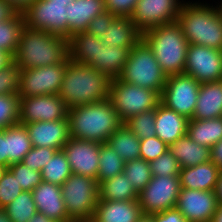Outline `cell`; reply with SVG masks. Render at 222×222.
I'll use <instances>...</instances> for the list:
<instances>
[{
    "instance_id": "obj_1",
    "label": "cell",
    "mask_w": 222,
    "mask_h": 222,
    "mask_svg": "<svg viewBox=\"0 0 222 222\" xmlns=\"http://www.w3.org/2000/svg\"><path fill=\"white\" fill-rule=\"evenodd\" d=\"M177 23L189 44L222 51V9L218 2L213 6L208 2L185 0Z\"/></svg>"
},
{
    "instance_id": "obj_2",
    "label": "cell",
    "mask_w": 222,
    "mask_h": 222,
    "mask_svg": "<svg viewBox=\"0 0 222 222\" xmlns=\"http://www.w3.org/2000/svg\"><path fill=\"white\" fill-rule=\"evenodd\" d=\"M69 61V39L43 30L25 27L13 62L20 70L40 68Z\"/></svg>"
},
{
    "instance_id": "obj_3",
    "label": "cell",
    "mask_w": 222,
    "mask_h": 222,
    "mask_svg": "<svg viewBox=\"0 0 222 222\" xmlns=\"http://www.w3.org/2000/svg\"><path fill=\"white\" fill-rule=\"evenodd\" d=\"M110 82L105 73L69 59L58 95L68 108L102 102L109 99Z\"/></svg>"
},
{
    "instance_id": "obj_4",
    "label": "cell",
    "mask_w": 222,
    "mask_h": 222,
    "mask_svg": "<svg viewBox=\"0 0 222 222\" xmlns=\"http://www.w3.org/2000/svg\"><path fill=\"white\" fill-rule=\"evenodd\" d=\"M70 138L104 143L123 122L109 99L68 109Z\"/></svg>"
},
{
    "instance_id": "obj_5",
    "label": "cell",
    "mask_w": 222,
    "mask_h": 222,
    "mask_svg": "<svg viewBox=\"0 0 222 222\" xmlns=\"http://www.w3.org/2000/svg\"><path fill=\"white\" fill-rule=\"evenodd\" d=\"M142 40L167 76L184 73L189 43L177 21L142 32Z\"/></svg>"
},
{
    "instance_id": "obj_6",
    "label": "cell",
    "mask_w": 222,
    "mask_h": 222,
    "mask_svg": "<svg viewBox=\"0 0 222 222\" xmlns=\"http://www.w3.org/2000/svg\"><path fill=\"white\" fill-rule=\"evenodd\" d=\"M121 81L156 91L161 95L167 75L162 71L154 53L141 39L131 50L118 77Z\"/></svg>"
},
{
    "instance_id": "obj_7",
    "label": "cell",
    "mask_w": 222,
    "mask_h": 222,
    "mask_svg": "<svg viewBox=\"0 0 222 222\" xmlns=\"http://www.w3.org/2000/svg\"><path fill=\"white\" fill-rule=\"evenodd\" d=\"M62 197L69 218L74 222H90L99 199L98 181L78 174L61 185Z\"/></svg>"
},
{
    "instance_id": "obj_8",
    "label": "cell",
    "mask_w": 222,
    "mask_h": 222,
    "mask_svg": "<svg viewBox=\"0 0 222 222\" xmlns=\"http://www.w3.org/2000/svg\"><path fill=\"white\" fill-rule=\"evenodd\" d=\"M109 100L124 123L139 113L156 109L160 103V95L151 89L115 78L110 82Z\"/></svg>"
},
{
    "instance_id": "obj_9",
    "label": "cell",
    "mask_w": 222,
    "mask_h": 222,
    "mask_svg": "<svg viewBox=\"0 0 222 222\" xmlns=\"http://www.w3.org/2000/svg\"><path fill=\"white\" fill-rule=\"evenodd\" d=\"M75 0H37L22 14L26 27L68 39L67 6Z\"/></svg>"
},
{
    "instance_id": "obj_10",
    "label": "cell",
    "mask_w": 222,
    "mask_h": 222,
    "mask_svg": "<svg viewBox=\"0 0 222 222\" xmlns=\"http://www.w3.org/2000/svg\"><path fill=\"white\" fill-rule=\"evenodd\" d=\"M200 83L185 73L167 76L160 103L188 119L193 118Z\"/></svg>"
},
{
    "instance_id": "obj_11",
    "label": "cell",
    "mask_w": 222,
    "mask_h": 222,
    "mask_svg": "<svg viewBox=\"0 0 222 222\" xmlns=\"http://www.w3.org/2000/svg\"><path fill=\"white\" fill-rule=\"evenodd\" d=\"M181 186L179 176H152L146 187L138 193L143 214H154L176 207Z\"/></svg>"
},
{
    "instance_id": "obj_12",
    "label": "cell",
    "mask_w": 222,
    "mask_h": 222,
    "mask_svg": "<svg viewBox=\"0 0 222 222\" xmlns=\"http://www.w3.org/2000/svg\"><path fill=\"white\" fill-rule=\"evenodd\" d=\"M68 63L20 70V98L59 94Z\"/></svg>"
},
{
    "instance_id": "obj_13",
    "label": "cell",
    "mask_w": 222,
    "mask_h": 222,
    "mask_svg": "<svg viewBox=\"0 0 222 222\" xmlns=\"http://www.w3.org/2000/svg\"><path fill=\"white\" fill-rule=\"evenodd\" d=\"M184 73L200 84L222 80V51L189 44Z\"/></svg>"
},
{
    "instance_id": "obj_14",
    "label": "cell",
    "mask_w": 222,
    "mask_h": 222,
    "mask_svg": "<svg viewBox=\"0 0 222 222\" xmlns=\"http://www.w3.org/2000/svg\"><path fill=\"white\" fill-rule=\"evenodd\" d=\"M185 0H138L131 20L144 32L152 27L177 21Z\"/></svg>"
},
{
    "instance_id": "obj_15",
    "label": "cell",
    "mask_w": 222,
    "mask_h": 222,
    "mask_svg": "<svg viewBox=\"0 0 222 222\" xmlns=\"http://www.w3.org/2000/svg\"><path fill=\"white\" fill-rule=\"evenodd\" d=\"M68 109L58 94L20 98L19 123L65 119Z\"/></svg>"
},
{
    "instance_id": "obj_16",
    "label": "cell",
    "mask_w": 222,
    "mask_h": 222,
    "mask_svg": "<svg viewBox=\"0 0 222 222\" xmlns=\"http://www.w3.org/2000/svg\"><path fill=\"white\" fill-rule=\"evenodd\" d=\"M218 206L215 191L181 188L175 208L187 222H211Z\"/></svg>"
},
{
    "instance_id": "obj_17",
    "label": "cell",
    "mask_w": 222,
    "mask_h": 222,
    "mask_svg": "<svg viewBox=\"0 0 222 222\" xmlns=\"http://www.w3.org/2000/svg\"><path fill=\"white\" fill-rule=\"evenodd\" d=\"M100 146L99 142L70 138L62 150L71 172L97 180Z\"/></svg>"
},
{
    "instance_id": "obj_18",
    "label": "cell",
    "mask_w": 222,
    "mask_h": 222,
    "mask_svg": "<svg viewBox=\"0 0 222 222\" xmlns=\"http://www.w3.org/2000/svg\"><path fill=\"white\" fill-rule=\"evenodd\" d=\"M25 125L32 147L62 150L70 139L68 118L55 121H37Z\"/></svg>"
},
{
    "instance_id": "obj_19",
    "label": "cell",
    "mask_w": 222,
    "mask_h": 222,
    "mask_svg": "<svg viewBox=\"0 0 222 222\" xmlns=\"http://www.w3.org/2000/svg\"><path fill=\"white\" fill-rule=\"evenodd\" d=\"M32 194L39 213L55 222H74L68 216L60 185L42 181Z\"/></svg>"
},
{
    "instance_id": "obj_20",
    "label": "cell",
    "mask_w": 222,
    "mask_h": 222,
    "mask_svg": "<svg viewBox=\"0 0 222 222\" xmlns=\"http://www.w3.org/2000/svg\"><path fill=\"white\" fill-rule=\"evenodd\" d=\"M142 215L138 200H98L90 222H138Z\"/></svg>"
},
{
    "instance_id": "obj_21",
    "label": "cell",
    "mask_w": 222,
    "mask_h": 222,
    "mask_svg": "<svg viewBox=\"0 0 222 222\" xmlns=\"http://www.w3.org/2000/svg\"><path fill=\"white\" fill-rule=\"evenodd\" d=\"M189 119L159 103L155 109L156 136L168 146L187 134Z\"/></svg>"
},
{
    "instance_id": "obj_22",
    "label": "cell",
    "mask_w": 222,
    "mask_h": 222,
    "mask_svg": "<svg viewBox=\"0 0 222 222\" xmlns=\"http://www.w3.org/2000/svg\"><path fill=\"white\" fill-rule=\"evenodd\" d=\"M133 47L107 46L101 39L97 42L96 57L88 65L105 73L110 79L118 78Z\"/></svg>"
},
{
    "instance_id": "obj_23",
    "label": "cell",
    "mask_w": 222,
    "mask_h": 222,
    "mask_svg": "<svg viewBox=\"0 0 222 222\" xmlns=\"http://www.w3.org/2000/svg\"><path fill=\"white\" fill-rule=\"evenodd\" d=\"M106 12L105 0H75L67 6L68 39L87 30L91 20Z\"/></svg>"
},
{
    "instance_id": "obj_24",
    "label": "cell",
    "mask_w": 222,
    "mask_h": 222,
    "mask_svg": "<svg viewBox=\"0 0 222 222\" xmlns=\"http://www.w3.org/2000/svg\"><path fill=\"white\" fill-rule=\"evenodd\" d=\"M220 169L210 160L208 162L185 167L180 170L181 188L201 191H215Z\"/></svg>"
},
{
    "instance_id": "obj_25",
    "label": "cell",
    "mask_w": 222,
    "mask_h": 222,
    "mask_svg": "<svg viewBox=\"0 0 222 222\" xmlns=\"http://www.w3.org/2000/svg\"><path fill=\"white\" fill-rule=\"evenodd\" d=\"M222 117V80L201 83L192 119L207 120Z\"/></svg>"
},
{
    "instance_id": "obj_26",
    "label": "cell",
    "mask_w": 222,
    "mask_h": 222,
    "mask_svg": "<svg viewBox=\"0 0 222 222\" xmlns=\"http://www.w3.org/2000/svg\"><path fill=\"white\" fill-rule=\"evenodd\" d=\"M142 39V32L135 26L131 17L117 16L101 36L107 46L134 47Z\"/></svg>"
},
{
    "instance_id": "obj_27",
    "label": "cell",
    "mask_w": 222,
    "mask_h": 222,
    "mask_svg": "<svg viewBox=\"0 0 222 222\" xmlns=\"http://www.w3.org/2000/svg\"><path fill=\"white\" fill-rule=\"evenodd\" d=\"M168 150L177 159L181 169L211 160L210 148L195 143L187 134L170 144Z\"/></svg>"
},
{
    "instance_id": "obj_28",
    "label": "cell",
    "mask_w": 222,
    "mask_h": 222,
    "mask_svg": "<svg viewBox=\"0 0 222 222\" xmlns=\"http://www.w3.org/2000/svg\"><path fill=\"white\" fill-rule=\"evenodd\" d=\"M187 135L197 144L211 148L222 139V117L189 119Z\"/></svg>"
},
{
    "instance_id": "obj_29",
    "label": "cell",
    "mask_w": 222,
    "mask_h": 222,
    "mask_svg": "<svg viewBox=\"0 0 222 222\" xmlns=\"http://www.w3.org/2000/svg\"><path fill=\"white\" fill-rule=\"evenodd\" d=\"M111 201L138 200V193L128 177L122 172L99 184V199Z\"/></svg>"
},
{
    "instance_id": "obj_30",
    "label": "cell",
    "mask_w": 222,
    "mask_h": 222,
    "mask_svg": "<svg viewBox=\"0 0 222 222\" xmlns=\"http://www.w3.org/2000/svg\"><path fill=\"white\" fill-rule=\"evenodd\" d=\"M106 143L125 161L140 158V139L123 123Z\"/></svg>"
},
{
    "instance_id": "obj_31",
    "label": "cell",
    "mask_w": 222,
    "mask_h": 222,
    "mask_svg": "<svg viewBox=\"0 0 222 222\" xmlns=\"http://www.w3.org/2000/svg\"><path fill=\"white\" fill-rule=\"evenodd\" d=\"M6 147L8 154V167L19 163L31 150L32 144L28 131L23 124H16L6 128Z\"/></svg>"
},
{
    "instance_id": "obj_32",
    "label": "cell",
    "mask_w": 222,
    "mask_h": 222,
    "mask_svg": "<svg viewBox=\"0 0 222 222\" xmlns=\"http://www.w3.org/2000/svg\"><path fill=\"white\" fill-rule=\"evenodd\" d=\"M100 37L86 31L75 33L69 38V59L72 62L89 65L96 57Z\"/></svg>"
},
{
    "instance_id": "obj_33",
    "label": "cell",
    "mask_w": 222,
    "mask_h": 222,
    "mask_svg": "<svg viewBox=\"0 0 222 222\" xmlns=\"http://www.w3.org/2000/svg\"><path fill=\"white\" fill-rule=\"evenodd\" d=\"M25 27L22 13H17L8 21L0 22V49L14 56Z\"/></svg>"
},
{
    "instance_id": "obj_34",
    "label": "cell",
    "mask_w": 222,
    "mask_h": 222,
    "mask_svg": "<svg viewBox=\"0 0 222 222\" xmlns=\"http://www.w3.org/2000/svg\"><path fill=\"white\" fill-rule=\"evenodd\" d=\"M125 161L106 142L101 143L99 154L98 184L113 178L124 170Z\"/></svg>"
},
{
    "instance_id": "obj_35",
    "label": "cell",
    "mask_w": 222,
    "mask_h": 222,
    "mask_svg": "<svg viewBox=\"0 0 222 222\" xmlns=\"http://www.w3.org/2000/svg\"><path fill=\"white\" fill-rule=\"evenodd\" d=\"M72 172L63 150H58L41 171L42 181L62 185Z\"/></svg>"
},
{
    "instance_id": "obj_36",
    "label": "cell",
    "mask_w": 222,
    "mask_h": 222,
    "mask_svg": "<svg viewBox=\"0 0 222 222\" xmlns=\"http://www.w3.org/2000/svg\"><path fill=\"white\" fill-rule=\"evenodd\" d=\"M12 222H27L38 210L32 191H22L9 205L3 208Z\"/></svg>"
},
{
    "instance_id": "obj_37",
    "label": "cell",
    "mask_w": 222,
    "mask_h": 222,
    "mask_svg": "<svg viewBox=\"0 0 222 222\" xmlns=\"http://www.w3.org/2000/svg\"><path fill=\"white\" fill-rule=\"evenodd\" d=\"M123 173L133 184L137 193L141 192L152 178L149 162L142 158L125 162Z\"/></svg>"
},
{
    "instance_id": "obj_38",
    "label": "cell",
    "mask_w": 222,
    "mask_h": 222,
    "mask_svg": "<svg viewBox=\"0 0 222 222\" xmlns=\"http://www.w3.org/2000/svg\"><path fill=\"white\" fill-rule=\"evenodd\" d=\"M126 127L140 140L156 136L155 109L139 113L124 122Z\"/></svg>"
},
{
    "instance_id": "obj_39",
    "label": "cell",
    "mask_w": 222,
    "mask_h": 222,
    "mask_svg": "<svg viewBox=\"0 0 222 222\" xmlns=\"http://www.w3.org/2000/svg\"><path fill=\"white\" fill-rule=\"evenodd\" d=\"M20 97L18 94L0 95V129L19 123Z\"/></svg>"
},
{
    "instance_id": "obj_40",
    "label": "cell",
    "mask_w": 222,
    "mask_h": 222,
    "mask_svg": "<svg viewBox=\"0 0 222 222\" xmlns=\"http://www.w3.org/2000/svg\"><path fill=\"white\" fill-rule=\"evenodd\" d=\"M8 169L16 176L23 191H32L42 182L41 172L30 169L22 162L11 164Z\"/></svg>"
},
{
    "instance_id": "obj_41",
    "label": "cell",
    "mask_w": 222,
    "mask_h": 222,
    "mask_svg": "<svg viewBox=\"0 0 222 222\" xmlns=\"http://www.w3.org/2000/svg\"><path fill=\"white\" fill-rule=\"evenodd\" d=\"M149 165L152 176H179L181 170L179 162L169 150L150 161Z\"/></svg>"
},
{
    "instance_id": "obj_42",
    "label": "cell",
    "mask_w": 222,
    "mask_h": 222,
    "mask_svg": "<svg viewBox=\"0 0 222 222\" xmlns=\"http://www.w3.org/2000/svg\"><path fill=\"white\" fill-rule=\"evenodd\" d=\"M22 191L16 176L7 168L0 179V209L9 205Z\"/></svg>"
},
{
    "instance_id": "obj_43",
    "label": "cell",
    "mask_w": 222,
    "mask_h": 222,
    "mask_svg": "<svg viewBox=\"0 0 222 222\" xmlns=\"http://www.w3.org/2000/svg\"><path fill=\"white\" fill-rule=\"evenodd\" d=\"M19 80L20 68L14 62L0 70V95L18 94Z\"/></svg>"
},
{
    "instance_id": "obj_44",
    "label": "cell",
    "mask_w": 222,
    "mask_h": 222,
    "mask_svg": "<svg viewBox=\"0 0 222 222\" xmlns=\"http://www.w3.org/2000/svg\"><path fill=\"white\" fill-rule=\"evenodd\" d=\"M56 151L58 150L48 147H32L21 162L30 169L41 172Z\"/></svg>"
},
{
    "instance_id": "obj_45",
    "label": "cell",
    "mask_w": 222,
    "mask_h": 222,
    "mask_svg": "<svg viewBox=\"0 0 222 222\" xmlns=\"http://www.w3.org/2000/svg\"><path fill=\"white\" fill-rule=\"evenodd\" d=\"M140 158L147 162L157 159L166 150L168 145L157 136L140 140Z\"/></svg>"
},
{
    "instance_id": "obj_46",
    "label": "cell",
    "mask_w": 222,
    "mask_h": 222,
    "mask_svg": "<svg viewBox=\"0 0 222 222\" xmlns=\"http://www.w3.org/2000/svg\"><path fill=\"white\" fill-rule=\"evenodd\" d=\"M138 0H105L107 12L119 17H131Z\"/></svg>"
},
{
    "instance_id": "obj_47",
    "label": "cell",
    "mask_w": 222,
    "mask_h": 222,
    "mask_svg": "<svg viewBox=\"0 0 222 222\" xmlns=\"http://www.w3.org/2000/svg\"><path fill=\"white\" fill-rule=\"evenodd\" d=\"M116 17L111 12L106 11L90 21L86 32L101 38L104 32L107 31V27Z\"/></svg>"
},
{
    "instance_id": "obj_48",
    "label": "cell",
    "mask_w": 222,
    "mask_h": 222,
    "mask_svg": "<svg viewBox=\"0 0 222 222\" xmlns=\"http://www.w3.org/2000/svg\"><path fill=\"white\" fill-rule=\"evenodd\" d=\"M152 215L155 222H187L176 208L154 213Z\"/></svg>"
},
{
    "instance_id": "obj_49",
    "label": "cell",
    "mask_w": 222,
    "mask_h": 222,
    "mask_svg": "<svg viewBox=\"0 0 222 222\" xmlns=\"http://www.w3.org/2000/svg\"><path fill=\"white\" fill-rule=\"evenodd\" d=\"M211 161L222 170V139L210 148Z\"/></svg>"
},
{
    "instance_id": "obj_50",
    "label": "cell",
    "mask_w": 222,
    "mask_h": 222,
    "mask_svg": "<svg viewBox=\"0 0 222 222\" xmlns=\"http://www.w3.org/2000/svg\"><path fill=\"white\" fill-rule=\"evenodd\" d=\"M0 165L8 168L6 129H0Z\"/></svg>"
},
{
    "instance_id": "obj_51",
    "label": "cell",
    "mask_w": 222,
    "mask_h": 222,
    "mask_svg": "<svg viewBox=\"0 0 222 222\" xmlns=\"http://www.w3.org/2000/svg\"><path fill=\"white\" fill-rule=\"evenodd\" d=\"M17 13L5 0H0V22L12 19Z\"/></svg>"
},
{
    "instance_id": "obj_52",
    "label": "cell",
    "mask_w": 222,
    "mask_h": 222,
    "mask_svg": "<svg viewBox=\"0 0 222 222\" xmlns=\"http://www.w3.org/2000/svg\"><path fill=\"white\" fill-rule=\"evenodd\" d=\"M18 13H23L29 6L37 0H5Z\"/></svg>"
},
{
    "instance_id": "obj_53",
    "label": "cell",
    "mask_w": 222,
    "mask_h": 222,
    "mask_svg": "<svg viewBox=\"0 0 222 222\" xmlns=\"http://www.w3.org/2000/svg\"><path fill=\"white\" fill-rule=\"evenodd\" d=\"M12 62H13V56L10 53L0 49V70L6 68Z\"/></svg>"
},
{
    "instance_id": "obj_54",
    "label": "cell",
    "mask_w": 222,
    "mask_h": 222,
    "mask_svg": "<svg viewBox=\"0 0 222 222\" xmlns=\"http://www.w3.org/2000/svg\"><path fill=\"white\" fill-rule=\"evenodd\" d=\"M27 222H55L53 219L47 217L43 213L37 212Z\"/></svg>"
},
{
    "instance_id": "obj_55",
    "label": "cell",
    "mask_w": 222,
    "mask_h": 222,
    "mask_svg": "<svg viewBox=\"0 0 222 222\" xmlns=\"http://www.w3.org/2000/svg\"><path fill=\"white\" fill-rule=\"evenodd\" d=\"M215 194L218 197L219 204L222 205V170L219 172L218 182L215 188Z\"/></svg>"
},
{
    "instance_id": "obj_56",
    "label": "cell",
    "mask_w": 222,
    "mask_h": 222,
    "mask_svg": "<svg viewBox=\"0 0 222 222\" xmlns=\"http://www.w3.org/2000/svg\"><path fill=\"white\" fill-rule=\"evenodd\" d=\"M211 222H222V205L219 204L216 213L213 215Z\"/></svg>"
},
{
    "instance_id": "obj_57",
    "label": "cell",
    "mask_w": 222,
    "mask_h": 222,
    "mask_svg": "<svg viewBox=\"0 0 222 222\" xmlns=\"http://www.w3.org/2000/svg\"><path fill=\"white\" fill-rule=\"evenodd\" d=\"M138 222H155L153 215L150 214H143Z\"/></svg>"
},
{
    "instance_id": "obj_58",
    "label": "cell",
    "mask_w": 222,
    "mask_h": 222,
    "mask_svg": "<svg viewBox=\"0 0 222 222\" xmlns=\"http://www.w3.org/2000/svg\"><path fill=\"white\" fill-rule=\"evenodd\" d=\"M0 222H12L3 209H0Z\"/></svg>"
},
{
    "instance_id": "obj_59",
    "label": "cell",
    "mask_w": 222,
    "mask_h": 222,
    "mask_svg": "<svg viewBox=\"0 0 222 222\" xmlns=\"http://www.w3.org/2000/svg\"><path fill=\"white\" fill-rule=\"evenodd\" d=\"M6 169H7V167H4V166H1V165H0V179H1V177L3 176V174H4V172H5Z\"/></svg>"
},
{
    "instance_id": "obj_60",
    "label": "cell",
    "mask_w": 222,
    "mask_h": 222,
    "mask_svg": "<svg viewBox=\"0 0 222 222\" xmlns=\"http://www.w3.org/2000/svg\"><path fill=\"white\" fill-rule=\"evenodd\" d=\"M219 6H220V8L222 9V0H220Z\"/></svg>"
}]
</instances>
